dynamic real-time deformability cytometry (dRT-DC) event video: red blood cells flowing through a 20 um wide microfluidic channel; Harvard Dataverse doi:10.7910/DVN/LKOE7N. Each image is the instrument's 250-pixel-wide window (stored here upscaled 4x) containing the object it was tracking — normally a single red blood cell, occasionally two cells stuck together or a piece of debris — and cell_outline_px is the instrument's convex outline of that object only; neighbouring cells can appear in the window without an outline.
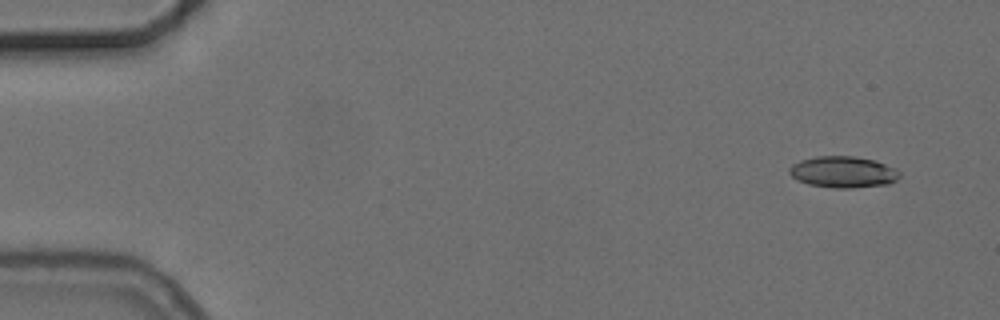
{"species": "common noctule bat (a hibernating species)", "species_latin": "Nyctalus noctula", "temperature_condition": "cold", "stored_images_in_passage": 5, "camera_frame_rate_fps": 3000, "um_per_image_px": 0.085, "animal": {"sex": "female", "body_mass_g": 24.6, "forearm_length_mm": 56.2}, "frame": {"image": 1, "passage_image": 1, "time_ms": 0.0, "image_size_px": [1000, 320], "cell_outline_px": [[900, 176], [896, 180], [888, 184], [852, 188], [832, 188], [808, 184], [796, 180], [788, 172], [788, 168], [792, 164], [800, 160], [816, 156], [852, 156], [876, 160], [896, 168], [900, 172]], "centroid_in_image_um": [71.66, 14.62], "position_along_channel_um": 13.3, "area_um2": 20.4}}
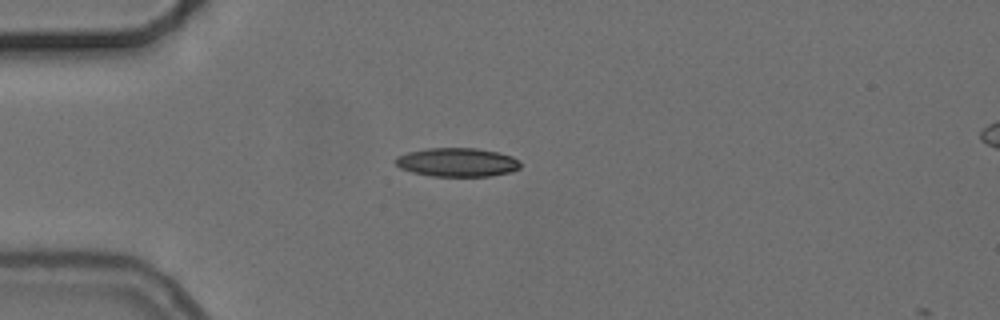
{"frame": {"image": 2, "passage_image": 4, "time_ms": 3.667, "image_size_px": [1000, 320], "cell_outline_px": [[520, 168], [512, 172], [492, 176], [432, 176], [412, 172], [400, 168], [392, 160], [396, 156], [408, 152], [428, 148], [476, 148], [496, 152], [512, 156], [520, 160]], "centroid_in_image_um": [38.86, 13.79], "position_along_channel_um": 46.1, "area_um2": 21.1}}